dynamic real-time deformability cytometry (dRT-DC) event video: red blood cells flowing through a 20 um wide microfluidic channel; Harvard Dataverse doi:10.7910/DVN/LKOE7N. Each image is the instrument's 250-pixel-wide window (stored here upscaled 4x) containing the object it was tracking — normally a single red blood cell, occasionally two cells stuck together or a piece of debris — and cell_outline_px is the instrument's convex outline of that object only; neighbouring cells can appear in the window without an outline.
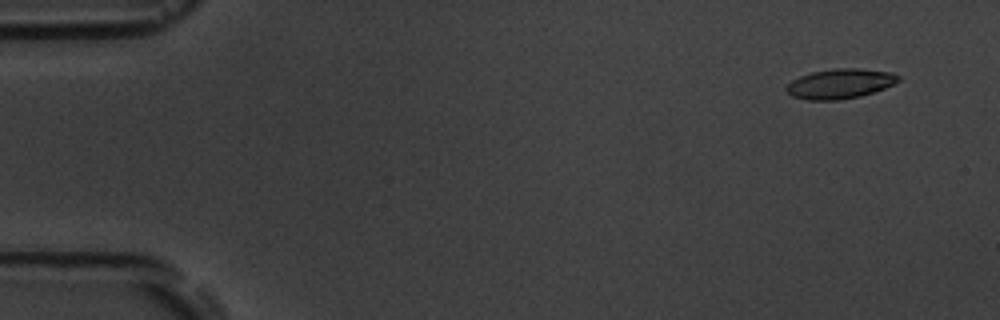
{"species": "common noctule bat (a hibernating species)", "species_latin": "Nyctalus noctula", "temperature_condition": "room temperature", "stored_images_in_passage": 6, "segment_of_instrument_passage": [2, 2], "camera_frame_rate_fps": 3000, "um_per_image_px": 0.085, "animal": {"sex": "male", "body_mass_g": 19.5, "forearm_length_mm": 54.6}, "frame": {"image": 1, "passage_image": 6, "time_ms": 5.667, "image_size_px": [1000, 320], "cell_outline_px": [[900, 80], [884, 88], [860, 96], [840, 100], [808, 100], [792, 96], [784, 88], [792, 80], [800, 76], [812, 72], [836, 68], [860, 68], [892, 72], [900, 76]], "centroid_in_image_um": [71.4, 7.11], "position_along_channel_um": 13.6, "area_um2": 19.42}}